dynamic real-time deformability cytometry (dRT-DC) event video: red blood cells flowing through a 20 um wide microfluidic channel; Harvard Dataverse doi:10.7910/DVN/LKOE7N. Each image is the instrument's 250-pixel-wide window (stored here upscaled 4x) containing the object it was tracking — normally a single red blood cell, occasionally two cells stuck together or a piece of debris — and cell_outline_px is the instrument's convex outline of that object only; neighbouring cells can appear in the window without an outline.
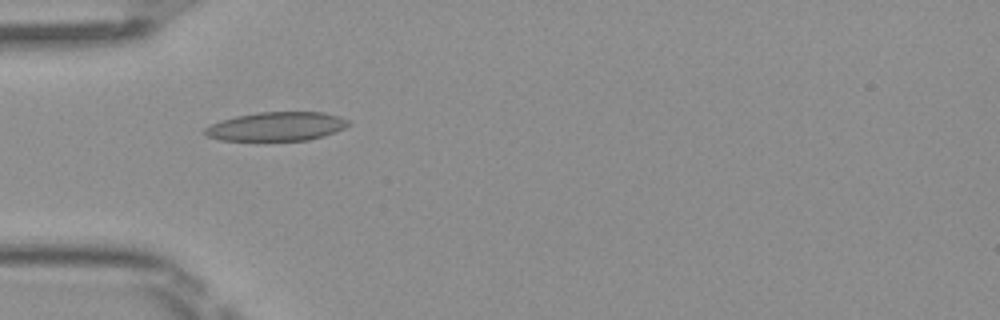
{"species": "Egyptian fruit bat (a non-hibernating species)", "species_latin": "Rousettus aegyptiacus", "temperature_condition": "room temperature", "stored_images_in_passage": 36, "camera_frame_rate_fps": 3000, "um_per_image_px": 0.085, "frame": {"image": 1, "passage_image": 2, "time_ms": 0.333, "image_size_px": [1000, 320], "cell_outline_px": [[352, 124], [344, 128], [324, 136], [308, 140], [220, 140], [208, 136], [204, 132], [204, 128], [220, 120], [236, 116], [256, 112], [324, 112], [340, 116], [348, 120]], "centroid_in_image_um": [23.53, 10.74], "position_along_channel_um": 61.5, "area_um2": 24.16}}
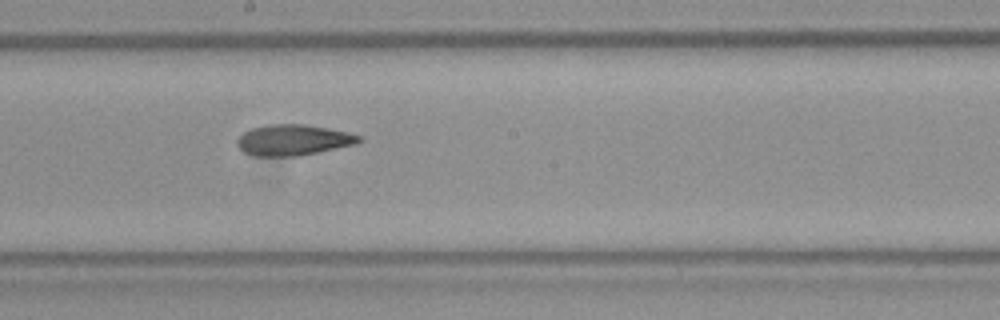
{"frame": {"image": 2, "passage_image": 14, "time_ms": 4.333, "image_size_px": [1000, 320], "cell_outline_px": [[364, 140], [356, 144], [300, 156], [256, 156], [244, 152], [236, 144], [236, 140], [248, 128], [268, 124], [304, 124], [328, 128], [348, 132], [360, 136]], "centroid_in_image_um": [24.92, 11.89], "position_along_channel_um": 223.3, "area_um2": 22.08}}
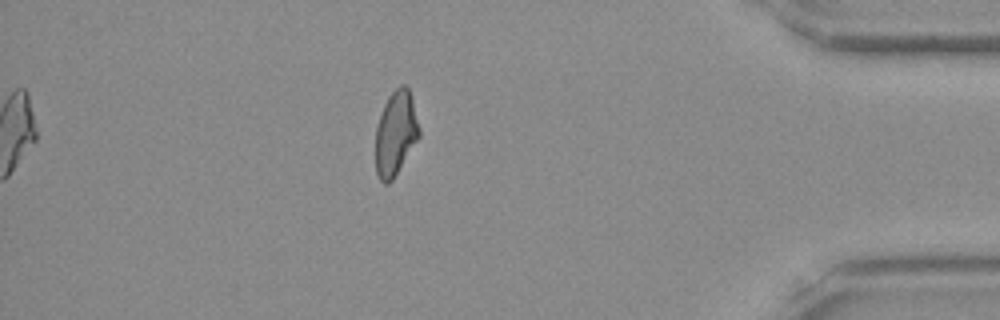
{"frame": {"image": 3, "passage_image": 30, "time_ms": 9.667, "image_size_px": [1000, 320], "cell_outline_px": [[420, 136], [392, 180], [388, 184], [384, 184], [380, 180], [376, 172], [376, 128], [384, 104], [388, 96], [400, 84], [404, 84], [408, 88], [412, 96], [420, 128]], "centroid_in_image_um": [33.64, 11.31], "position_along_channel_um": 401.6, "area_um2": 21.44}, "authors_computed_cell_mechanics": {"area_um2": 22.0507, "velocity_mm_per_s": 4.0852, "shape_relaxation_time_tau1_ms": null, "shape_relaxation_time_tau2_ms": 3.2678, "deformation_change_tau1": null, "deformation_change_tau2": 0.1099}}